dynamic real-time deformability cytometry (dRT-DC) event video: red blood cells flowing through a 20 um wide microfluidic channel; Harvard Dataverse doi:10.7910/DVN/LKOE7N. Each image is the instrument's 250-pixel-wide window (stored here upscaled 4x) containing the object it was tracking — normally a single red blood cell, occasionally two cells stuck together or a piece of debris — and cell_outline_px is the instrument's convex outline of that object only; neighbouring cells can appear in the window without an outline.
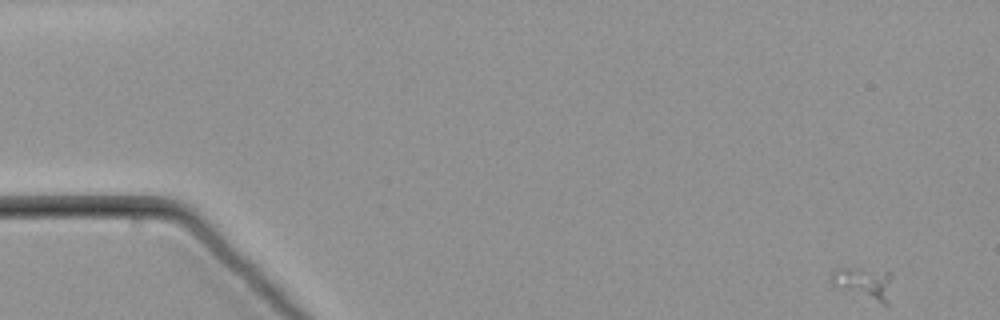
{"species": "common noctule bat (a hibernating species)", "species_latin": "Nyctalus noctula", "temperature_condition": "warm", "stored_images_in_passage": 15, "camera_frame_rate_fps": 3000, "um_per_image_px": 0.085, "animal": {"sex": "male", "body_mass_g": 21.5, "forearm_length_mm": 52.0}, "frame": {"image": 1, "passage_image": 1, "time_ms": 0.0, "image_size_px": [1000, 320], "cell_outline_px": [[892, 272], [888, 304], [884, 304], [840, 288], [832, 284], [832, 272], [836, 268], [852, 268]], "centroid_in_image_um": [73.46, 24.04], "position_along_channel_um": 11.5, "area_um2": 10.92}}